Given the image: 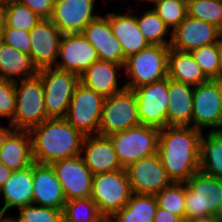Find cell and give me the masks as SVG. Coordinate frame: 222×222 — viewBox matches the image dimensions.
I'll return each mask as SVG.
<instances>
[{
  "label": "cell",
  "mask_w": 222,
  "mask_h": 222,
  "mask_svg": "<svg viewBox=\"0 0 222 222\" xmlns=\"http://www.w3.org/2000/svg\"><path fill=\"white\" fill-rule=\"evenodd\" d=\"M179 219L177 215L170 211L157 207L153 222H177Z\"/></svg>",
  "instance_id": "b9f144b4"
},
{
  "label": "cell",
  "mask_w": 222,
  "mask_h": 222,
  "mask_svg": "<svg viewBox=\"0 0 222 222\" xmlns=\"http://www.w3.org/2000/svg\"><path fill=\"white\" fill-rule=\"evenodd\" d=\"M133 91L138 103L140 123L159 129L167 126L168 77Z\"/></svg>",
  "instance_id": "7c38bea8"
},
{
  "label": "cell",
  "mask_w": 222,
  "mask_h": 222,
  "mask_svg": "<svg viewBox=\"0 0 222 222\" xmlns=\"http://www.w3.org/2000/svg\"><path fill=\"white\" fill-rule=\"evenodd\" d=\"M218 217L220 218V220L222 221V208L220 210V213L218 214Z\"/></svg>",
  "instance_id": "f5cc1de1"
},
{
  "label": "cell",
  "mask_w": 222,
  "mask_h": 222,
  "mask_svg": "<svg viewBox=\"0 0 222 222\" xmlns=\"http://www.w3.org/2000/svg\"><path fill=\"white\" fill-rule=\"evenodd\" d=\"M214 81L218 85L220 93L222 95V75H220L219 77L215 78Z\"/></svg>",
  "instance_id": "681fc988"
},
{
  "label": "cell",
  "mask_w": 222,
  "mask_h": 222,
  "mask_svg": "<svg viewBox=\"0 0 222 222\" xmlns=\"http://www.w3.org/2000/svg\"><path fill=\"white\" fill-rule=\"evenodd\" d=\"M105 97L82 83L75 87L65 119L84 136L96 135L99 131Z\"/></svg>",
  "instance_id": "30bf717a"
},
{
  "label": "cell",
  "mask_w": 222,
  "mask_h": 222,
  "mask_svg": "<svg viewBox=\"0 0 222 222\" xmlns=\"http://www.w3.org/2000/svg\"><path fill=\"white\" fill-rule=\"evenodd\" d=\"M4 205L1 213L12 208H20L32 204L33 199V164L25 169L13 171L0 189Z\"/></svg>",
  "instance_id": "cb8c5ba5"
},
{
  "label": "cell",
  "mask_w": 222,
  "mask_h": 222,
  "mask_svg": "<svg viewBox=\"0 0 222 222\" xmlns=\"http://www.w3.org/2000/svg\"><path fill=\"white\" fill-rule=\"evenodd\" d=\"M194 86L168 78L167 126H191Z\"/></svg>",
  "instance_id": "d4e9b609"
},
{
  "label": "cell",
  "mask_w": 222,
  "mask_h": 222,
  "mask_svg": "<svg viewBox=\"0 0 222 222\" xmlns=\"http://www.w3.org/2000/svg\"><path fill=\"white\" fill-rule=\"evenodd\" d=\"M96 1L55 0L50 20L62 34L81 33L88 23L100 15L95 14Z\"/></svg>",
  "instance_id": "ac0fdd59"
},
{
  "label": "cell",
  "mask_w": 222,
  "mask_h": 222,
  "mask_svg": "<svg viewBox=\"0 0 222 222\" xmlns=\"http://www.w3.org/2000/svg\"><path fill=\"white\" fill-rule=\"evenodd\" d=\"M136 21L149 45H171L172 32L152 7L141 12L140 16L136 15ZM168 35L170 36L167 40Z\"/></svg>",
  "instance_id": "4dcf8cb0"
},
{
  "label": "cell",
  "mask_w": 222,
  "mask_h": 222,
  "mask_svg": "<svg viewBox=\"0 0 222 222\" xmlns=\"http://www.w3.org/2000/svg\"><path fill=\"white\" fill-rule=\"evenodd\" d=\"M170 46L149 45L136 54L129 56L123 66L128 81L125 88H136L158 82L167 77L168 53Z\"/></svg>",
  "instance_id": "277c9868"
},
{
  "label": "cell",
  "mask_w": 222,
  "mask_h": 222,
  "mask_svg": "<svg viewBox=\"0 0 222 222\" xmlns=\"http://www.w3.org/2000/svg\"><path fill=\"white\" fill-rule=\"evenodd\" d=\"M157 207L155 195L132 194L125 207L107 222H153Z\"/></svg>",
  "instance_id": "f1b7e54d"
},
{
  "label": "cell",
  "mask_w": 222,
  "mask_h": 222,
  "mask_svg": "<svg viewBox=\"0 0 222 222\" xmlns=\"http://www.w3.org/2000/svg\"><path fill=\"white\" fill-rule=\"evenodd\" d=\"M192 127L222 131V95L214 80L194 86Z\"/></svg>",
  "instance_id": "8fae6325"
},
{
  "label": "cell",
  "mask_w": 222,
  "mask_h": 222,
  "mask_svg": "<svg viewBox=\"0 0 222 222\" xmlns=\"http://www.w3.org/2000/svg\"><path fill=\"white\" fill-rule=\"evenodd\" d=\"M81 157L93 175L124 169L109 136L99 134L85 136Z\"/></svg>",
  "instance_id": "ffe728a7"
},
{
  "label": "cell",
  "mask_w": 222,
  "mask_h": 222,
  "mask_svg": "<svg viewBox=\"0 0 222 222\" xmlns=\"http://www.w3.org/2000/svg\"><path fill=\"white\" fill-rule=\"evenodd\" d=\"M126 172L133 194L156 195L172 183L158 153L130 164Z\"/></svg>",
  "instance_id": "5bb4252c"
},
{
  "label": "cell",
  "mask_w": 222,
  "mask_h": 222,
  "mask_svg": "<svg viewBox=\"0 0 222 222\" xmlns=\"http://www.w3.org/2000/svg\"><path fill=\"white\" fill-rule=\"evenodd\" d=\"M137 1H138L140 4L142 3V1H144V2H148L147 4L150 3V5H151V4H153V3H155V2H157V1H159V0H140V1H139V0H136V2H137Z\"/></svg>",
  "instance_id": "f907efd6"
},
{
  "label": "cell",
  "mask_w": 222,
  "mask_h": 222,
  "mask_svg": "<svg viewBox=\"0 0 222 222\" xmlns=\"http://www.w3.org/2000/svg\"><path fill=\"white\" fill-rule=\"evenodd\" d=\"M44 87L45 107L48 118H65L79 76L55 67L39 69Z\"/></svg>",
  "instance_id": "ba28073f"
},
{
  "label": "cell",
  "mask_w": 222,
  "mask_h": 222,
  "mask_svg": "<svg viewBox=\"0 0 222 222\" xmlns=\"http://www.w3.org/2000/svg\"><path fill=\"white\" fill-rule=\"evenodd\" d=\"M2 41L16 48L18 51L30 55L31 43L29 32L6 26Z\"/></svg>",
  "instance_id": "ab89813d"
},
{
  "label": "cell",
  "mask_w": 222,
  "mask_h": 222,
  "mask_svg": "<svg viewBox=\"0 0 222 222\" xmlns=\"http://www.w3.org/2000/svg\"><path fill=\"white\" fill-rule=\"evenodd\" d=\"M12 170L0 162V189L5 184L7 179L11 176Z\"/></svg>",
  "instance_id": "ee69618b"
},
{
  "label": "cell",
  "mask_w": 222,
  "mask_h": 222,
  "mask_svg": "<svg viewBox=\"0 0 222 222\" xmlns=\"http://www.w3.org/2000/svg\"><path fill=\"white\" fill-rule=\"evenodd\" d=\"M167 77L192 86L209 81L190 52H180L172 48L168 53Z\"/></svg>",
  "instance_id": "83f0119b"
},
{
  "label": "cell",
  "mask_w": 222,
  "mask_h": 222,
  "mask_svg": "<svg viewBox=\"0 0 222 222\" xmlns=\"http://www.w3.org/2000/svg\"><path fill=\"white\" fill-rule=\"evenodd\" d=\"M50 165L61 184L66 201L91 197L94 175L81 155L57 160Z\"/></svg>",
  "instance_id": "4fadbf2b"
},
{
  "label": "cell",
  "mask_w": 222,
  "mask_h": 222,
  "mask_svg": "<svg viewBox=\"0 0 222 222\" xmlns=\"http://www.w3.org/2000/svg\"><path fill=\"white\" fill-rule=\"evenodd\" d=\"M177 222H193V220L184 217V218H180Z\"/></svg>",
  "instance_id": "816d5d0a"
},
{
  "label": "cell",
  "mask_w": 222,
  "mask_h": 222,
  "mask_svg": "<svg viewBox=\"0 0 222 222\" xmlns=\"http://www.w3.org/2000/svg\"><path fill=\"white\" fill-rule=\"evenodd\" d=\"M7 213H1L0 212V222H19L16 217L7 216Z\"/></svg>",
  "instance_id": "7dc6e473"
},
{
  "label": "cell",
  "mask_w": 222,
  "mask_h": 222,
  "mask_svg": "<svg viewBox=\"0 0 222 222\" xmlns=\"http://www.w3.org/2000/svg\"><path fill=\"white\" fill-rule=\"evenodd\" d=\"M81 33L94 46L100 61H111L124 66L126 59L121 43L106 15L92 20Z\"/></svg>",
  "instance_id": "d6986e66"
},
{
  "label": "cell",
  "mask_w": 222,
  "mask_h": 222,
  "mask_svg": "<svg viewBox=\"0 0 222 222\" xmlns=\"http://www.w3.org/2000/svg\"><path fill=\"white\" fill-rule=\"evenodd\" d=\"M152 9L172 32L188 15L187 0H159Z\"/></svg>",
  "instance_id": "e575fe53"
},
{
  "label": "cell",
  "mask_w": 222,
  "mask_h": 222,
  "mask_svg": "<svg viewBox=\"0 0 222 222\" xmlns=\"http://www.w3.org/2000/svg\"><path fill=\"white\" fill-rule=\"evenodd\" d=\"M29 7L41 19H51L55 0H17Z\"/></svg>",
  "instance_id": "60d3db41"
},
{
  "label": "cell",
  "mask_w": 222,
  "mask_h": 222,
  "mask_svg": "<svg viewBox=\"0 0 222 222\" xmlns=\"http://www.w3.org/2000/svg\"><path fill=\"white\" fill-rule=\"evenodd\" d=\"M63 222H106L96 203L88 198L66 201L63 209Z\"/></svg>",
  "instance_id": "1f68e13d"
},
{
  "label": "cell",
  "mask_w": 222,
  "mask_h": 222,
  "mask_svg": "<svg viewBox=\"0 0 222 222\" xmlns=\"http://www.w3.org/2000/svg\"><path fill=\"white\" fill-rule=\"evenodd\" d=\"M193 222H222L218 215H209L205 217H200L193 219Z\"/></svg>",
  "instance_id": "bcb514c9"
},
{
  "label": "cell",
  "mask_w": 222,
  "mask_h": 222,
  "mask_svg": "<svg viewBox=\"0 0 222 222\" xmlns=\"http://www.w3.org/2000/svg\"><path fill=\"white\" fill-rule=\"evenodd\" d=\"M121 68L123 69L121 64L98 60L79 76V82L96 93L109 97L125 89L124 84L120 87L118 83V75H122Z\"/></svg>",
  "instance_id": "7402d4cb"
},
{
  "label": "cell",
  "mask_w": 222,
  "mask_h": 222,
  "mask_svg": "<svg viewBox=\"0 0 222 222\" xmlns=\"http://www.w3.org/2000/svg\"><path fill=\"white\" fill-rule=\"evenodd\" d=\"M222 208V179L194 173L185 182V217L191 220L218 215Z\"/></svg>",
  "instance_id": "5b68a950"
},
{
  "label": "cell",
  "mask_w": 222,
  "mask_h": 222,
  "mask_svg": "<svg viewBox=\"0 0 222 222\" xmlns=\"http://www.w3.org/2000/svg\"><path fill=\"white\" fill-rule=\"evenodd\" d=\"M30 58L39 70L55 67L63 34L50 19H41L30 31Z\"/></svg>",
  "instance_id": "9a60e30c"
},
{
  "label": "cell",
  "mask_w": 222,
  "mask_h": 222,
  "mask_svg": "<svg viewBox=\"0 0 222 222\" xmlns=\"http://www.w3.org/2000/svg\"><path fill=\"white\" fill-rule=\"evenodd\" d=\"M41 18L18 1L7 2L6 26L29 32Z\"/></svg>",
  "instance_id": "d590c367"
},
{
  "label": "cell",
  "mask_w": 222,
  "mask_h": 222,
  "mask_svg": "<svg viewBox=\"0 0 222 222\" xmlns=\"http://www.w3.org/2000/svg\"><path fill=\"white\" fill-rule=\"evenodd\" d=\"M190 53L209 80L220 76L219 42L199 47Z\"/></svg>",
  "instance_id": "8d00e7d4"
},
{
  "label": "cell",
  "mask_w": 222,
  "mask_h": 222,
  "mask_svg": "<svg viewBox=\"0 0 222 222\" xmlns=\"http://www.w3.org/2000/svg\"><path fill=\"white\" fill-rule=\"evenodd\" d=\"M158 207L185 217V182H172L155 195Z\"/></svg>",
  "instance_id": "d6a6232c"
},
{
  "label": "cell",
  "mask_w": 222,
  "mask_h": 222,
  "mask_svg": "<svg viewBox=\"0 0 222 222\" xmlns=\"http://www.w3.org/2000/svg\"><path fill=\"white\" fill-rule=\"evenodd\" d=\"M188 16L211 23L222 31V0H187Z\"/></svg>",
  "instance_id": "836d02e7"
},
{
  "label": "cell",
  "mask_w": 222,
  "mask_h": 222,
  "mask_svg": "<svg viewBox=\"0 0 222 222\" xmlns=\"http://www.w3.org/2000/svg\"><path fill=\"white\" fill-rule=\"evenodd\" d=\"M160 129L138 125L109 136L121 166L126 169L138 160L158 153Z\"/></svg>",
  "instance_id": "52a82bcc"
},
{
  "label": "cell",
  "mask_w": 222,
  "mask_h": 222,
  "mask_svg": "<svg viewBox=\"0 0 222 222\" xmlns=\"http://www.w3.org/2000/svg\"><path fill=\"white\" fill-rule=\"evenodd\" d=\"M6 9L7 2L0 0V40H2L3 32L6 27Z\"/></svg>",
  "instance_id": "7bdbcfd3"
},
{
  "label": "cell",
  "mask_w": 222,
  "mask_h": 222,
  "mask_svg": "<svg viewBox=\"0 0 222 222\" xmlns=\"http://www.w3.org/2000/svg\"><path fill=\"white\" fill-rule=\"evenodd\" d=\"M37 72L30 55L0 40V78L17 81L33 77Z\"/></svg>",
  "instance_id": "4316f807"
},
{
  "label": "cell",
  "mask_w": 222,
  "mask_h": 222,
  "mask_svg": "<svg viewBox=\"0 0 222 222\" xmlns=\"http://www.w3.org/2000/svg\"><path fill=\"white\" fill-rule=\"evenodd\" d=\"M0 162L12 171L31 166L32 138L27 130H13L0 148Z\"/></svg>",
  "instance_id": "484cf974"
},
{
  "label": "cell",
  "mask_w": 222,
  "mask_h": 222,
  "mask_svg": "<svg viewBox=\"0 0 222 222\" xmlns=\"http://www.w3.org/2000/svg\"><path fill=\"white\" fill-rule=\"evenodd\" d=\"M138 103L133 90L105 97L101 113L99 135L110 136L140 125Z\"/></svg>",
  "instance_id": "9c48e42d"
},
{
  "label": "cell",
  "mask_w": 222,
  "mask_h": 222,
  "mask_svg": "<svg viewBox=\"0 0 222 222\" xmlns=\"http://www.w3.org/2000/svg\"><path fill=\"white\" fill-rule=\"evenodd\" d=\"M35 163L51 164L81 155L85 136L65 118H49L30 131Z\"/></svg>",
  "instance_id": "7a4b0ae2"
},
{
  "label": "cell",
  "mask_w": 222,
  "mask_h": 222,
  "mask_svg": "<svg viewBox=\"0 0 222 222\" xmlns=\"http://www.w3.org/2000/svg\"><path fill=\"white\" fill-rule=\"evenodd\" d=\"M205 135L201 137L200 171L222 179V131L207 132Z\"/></svg>",
  "instance_id": "f546056e"
},
{
  "label": "cell",
  "mask_w": 222,
  "mask_h": 222,
  "mask_svg": "<svg viewBox=\"0 0 222 222\" xmlns=\"http://www.w3.org/2000/svg\"><path fill=\"white\" fill-rule=\"evenodd\" d=\"M19 222H63V211L51 207L28 204L18 208Z\"/></svg>",
  "instance_id": "74e56055"
},
{
  "label": "cell",
  "mask_w": 222,
  "mask_h": 222,
  "mask_svg": "<svg viewBox=\"0 0 222 222\" xmlns=\"http://www.w3.org/2000/svg\"><path fill=\"white\" fill-rule=\"evenodd\" d=\"M15 112V81L0 78V117L13 119Z\"/></svg>",
  "instance_id": "f35d334b"
},
{
  "label": "cell",
  "mask_w": 222,
  "mask_h": 222,
  "mask_svg": "<svg viewBox=\"0 0 222 222\" xmlns=\"http://www.w3.org/2000/svg\"><path fill=\"white\" fill-rule=\"evenodd\" d=\"M132 194L126 169L93 176L91 199L106 221L125 207Z\"/></svg>",
  "instance_id": "8992f818"
},
{
  "label": "cell",
  "mask_w": 222,
  "mask_h": 222,
  "mask_svg": "<svg viewBox=\"0 0 222 222\" xmlns=\"http://www.w3.org/2000/svg\"><path fill=\"white\" fill-rule=\"evenodd\" d=\"M203 131L191 126H165L160 129L158 154L172 182H186L200 171Z\"/></svg>",
  "instance_id": "6da1fadb"
},
{
  "label": "cell",
  "mask_w": 222,
  "mask_h": 222,
  "mask_svg": "<svg viewBox=\"0 0 222 222\" xmlns=\"http://www.w3.org/2000/svg\"><path fill=\"white\" fill-rule=\"evenodd\" d=\"M3 1L10 2V1H17V0H3Z\"/></svg>",
  "instance_id": "db71d44e"
},
{
  "label": "cell",
  "mask_w": 222,
  "mask_h": 222,
  "mask_svg": "<svg viewBox=\"0 0 222 222\" xmlns=\"http://www.w3.org/2000/svg\"><path fill=\"white\" fill-rule=\"evenodd\" d=\"M219 64H220V75H222V37L219 40Z\"/></svg>",
  "instance_id": "c3c4849f"
},
{
  "label": "cell",
  "mask_w": 222,
  "mask_h": 222,
  "mask_svg": "<svg viewBox=\"0 0 222 222\" xmlns=\"http://www.w3.org/2000/svg\"><path fill=\"white\" fill-rule=\"evenodd\" d=\"M47 119L41 77L36 74L15 81V112L10 121L14 130L30 131Z\"/></svg>",
  "instance_id": "3957f363"
},
{
  "label": "cell",
  "mask_w": 222,
  "mask_h": 222,
  "mask_svg": "<svg viewBox=\"0 0 222 222\" xmlns=\"http://www.w3.org/2000/svg\"><path fill=\"white\" fill-rule=\"evenodd\" d=\"M14 130L10 122L8 123V127H4L0 125V148L3 146L8 135Z\"/></svg>",
  "instance_id": "f6af8a7d"
},
{
  "label": "cell",
  "mask_w": 222,
  "mask_h": 222,
  "mask_svg": "<svg viewBox=\"0 0 222 222\" xmlns=\"http://www.w3.org/2000/svg\"><path fill=\"white\" fill-rule=\"evenodd\" d=\"M32 203L62 211L64 209L66 198L50 164L33 163Z\"/></svg>",
  "instance_id": "44dd1931"
},
{
  "label": "cell",
  "mask_w": 222,
  "mask_h": 222,
  "mask_svg": "<svg viewBox=\"0 0 222 222\" xmlns=\"http://www.w3.org/2000/svg\"><path fill=\"white\" fill-rule=\"evenodd\" d=\"M126 14L107 13L116 38L122 46L124 58L138 53L149 46L136 21V13L129 7ZM130 11V12H129Z\"/></svg>",
  "instance_id": "603a6c76"
},
{
  "label": "cell",
  "mask_w": 222,
  "mask_h": 222,
  "mask_svg": "<svg viewBox=\"0 0 222 222\" xmlns=\"http://www.w3.org/2000/svg\"><path fill=\"white\" fill-rule=\"evenodd\" d=\"M55 68L69 71L80 76L98 56L94 46L82 33L63 34Z\"/></svg>",
  "instance_id": "2e32d148"
},
{
  "label": "cell",
  "mask_w": 222,
  "mask_h": 222,
  "mask_svg": "<svg viewBox=\"0 0 222 222\" xmlns=\"http://www.w3.org/2000/svg\"><path fill=\"white\" fill-rule=\"evenodd\" d=\"M222 31L211 23L187 17L172 31L170 48L191 52L199 47L218 43Z\"/></svg>",
  "instance_id": "e0dca14e"
}]
</instances>
